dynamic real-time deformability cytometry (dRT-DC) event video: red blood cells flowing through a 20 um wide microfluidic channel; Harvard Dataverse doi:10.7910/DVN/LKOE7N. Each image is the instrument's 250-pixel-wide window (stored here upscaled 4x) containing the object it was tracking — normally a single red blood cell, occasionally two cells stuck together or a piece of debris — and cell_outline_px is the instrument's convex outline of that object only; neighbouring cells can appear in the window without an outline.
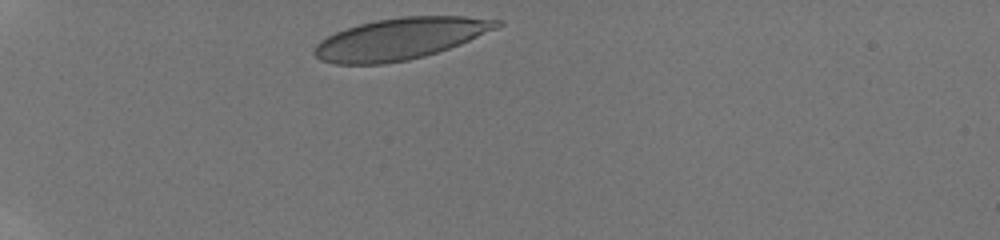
{"species": "human", "species_latin": "Homo sapiens", "temperature_condition": "room temperature", "stored_images_in_passage": 11, "camera_frame_rate_fps": 3000, "um_per_image_px": 0.085, "donor": {"sex": "male"}, "frame": {"image": 1, "passage_image": 1, "time_ms": 0.0, "image_size_px": [1000, 240], "cell_outline_px": [[504, 24], [496, 28], [460, 44], [424, 56], [408, 60], [384, 64], [336, 64], [320, 60], [312, 52], [312, 48], [320, 40], [344, 28], [376, 20], [404, 16], [464, 16], [500, 20]], "centroid_in_image_um": [33.98, 3.29], "position_along_channel_um": 51.0, "area_um2": 44.04}}
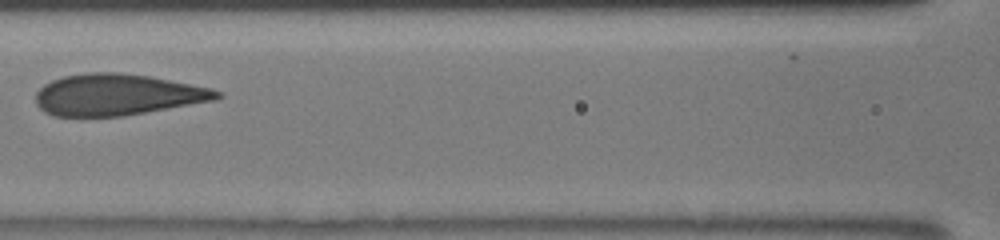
{"frame": {"image": 2, "passage_image": 6, "time_ms": 3.667, "image_size_px": [1000, 240], "cell_outline_px": [[224, 96], [216, 100], [124, 116], [52, 116], [44, 112], [36, 104], [36, 92], [44, 84], [52, 80], [64, 76], [84, 72], [116, 72], [148, 76], [212, 88], [224, 92]], "centroid_in_image_um": [9.98, 8.05], "position_along_channel_um": 156.6, "area_um2": 43.87}}
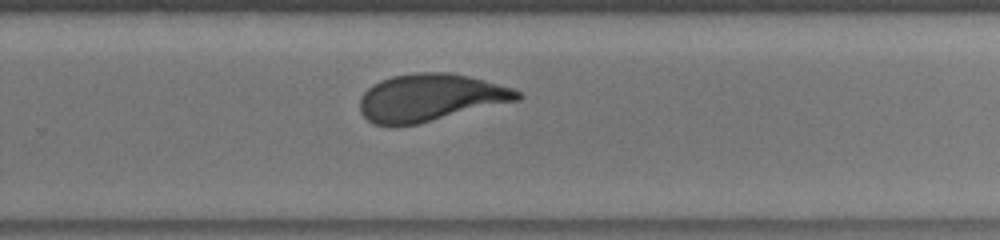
{"frame": {"image": 3, "passage_image": 11, "time_ms": 7.0, "image_size_px": [1000, 240], "cell_outline_px": [[524, 96], [520, 100], [420, 124], [396, 128], [392, 128], [372, 124], [360, 112], [360, 96], [372, 84], [380, 80], [392, 76], [416, 72], [448, 72], [468, 76], [484, 80], [512, 88], [520, 92]], "centroid_in_image_um": [36.54, 8.33], "position_along_channel_um": 293.3, "area_um2": 44.33}}